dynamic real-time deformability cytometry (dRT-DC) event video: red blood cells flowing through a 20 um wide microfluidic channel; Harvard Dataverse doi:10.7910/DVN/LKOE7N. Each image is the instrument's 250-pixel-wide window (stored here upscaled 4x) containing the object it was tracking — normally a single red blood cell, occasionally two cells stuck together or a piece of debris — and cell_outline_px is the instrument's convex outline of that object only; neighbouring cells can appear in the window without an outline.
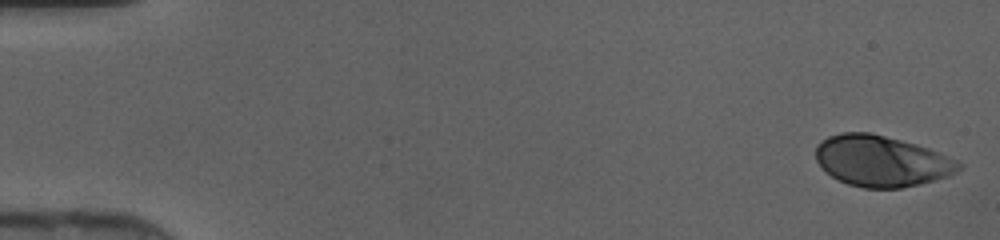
{"species": "human", "species_latin": "Homo sapiens", "temperature_condition": "cold", "stored_images_in_passage": 46, "camera_frame_rate_fps": 3000, "um_per_image_px": 0.085, "donor": {"sex": "female"}, "frame": {"image": 1, "passage_image": 1, "time_ms": 0.0, "image_size_px": [1000, 240], "cell_outline_px": [[964, 164], [956, 172], [948, 176], [936, 180], [920, 184], [900, 188], [864, 188], [848, 184], [832, 176], [816, 160], [816, 144], [820, 140], [828, 136], [840, 132], [872, 132], [916, 144], [928, 148], [956, 160]], "centroid_in_image_um": [74.92, 13.67], "position_along_channel_um": 10.1, "area_um2": 42.48}}
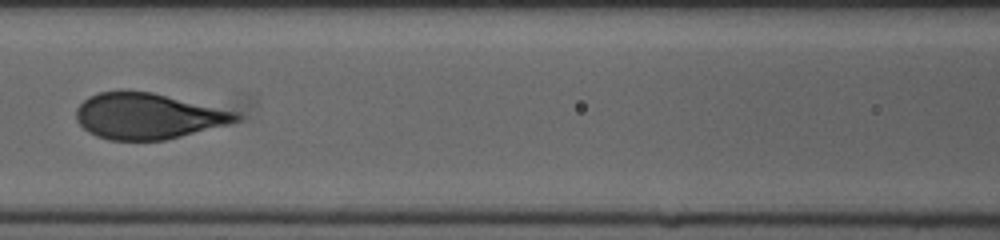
{"frame": {"image": 2, "passage_image": 21, "time_ms": 6.667, "image_size_px": [1000, 240], "cell_outline_px": [[244, 116], [240, 120], [228, 124], [164, 140], [108, 140], [96, 136], [88, 132], [76, 120], [76, 108], [88, 96], [100, 92], [152, 92], [240, 112]], "centroid_in_image_um": [12.59, 9.87], "position_along_channel_um": 154.0, "area_um2": 42.6}}
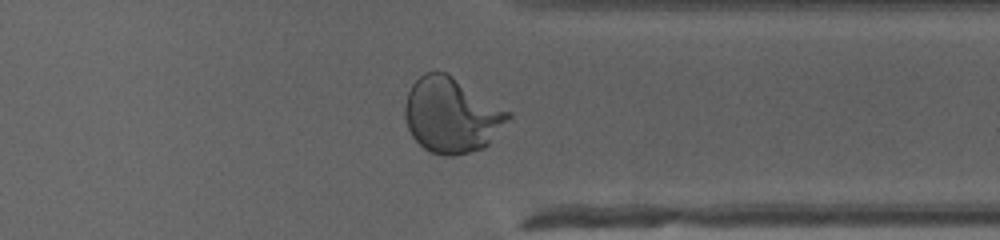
{"frame": {"image": 3, "passage_image": 36, "time_ms": 11.667, "image_size_px": [1000, 240], "cell_outline_px": [[512, 116], [488, 144], [484, 148], [456, 156], [444, 156], [428, 152], [412, 136], [408, 128], [404, 116], [404, 108], [408, 92], [412, 84], [424, 72], [448, 72], [512, 112]], "centroid_in_image_um": [38.39, 9.79], "position_along_channel_um": 373.0, "area_um2": 45.6}}